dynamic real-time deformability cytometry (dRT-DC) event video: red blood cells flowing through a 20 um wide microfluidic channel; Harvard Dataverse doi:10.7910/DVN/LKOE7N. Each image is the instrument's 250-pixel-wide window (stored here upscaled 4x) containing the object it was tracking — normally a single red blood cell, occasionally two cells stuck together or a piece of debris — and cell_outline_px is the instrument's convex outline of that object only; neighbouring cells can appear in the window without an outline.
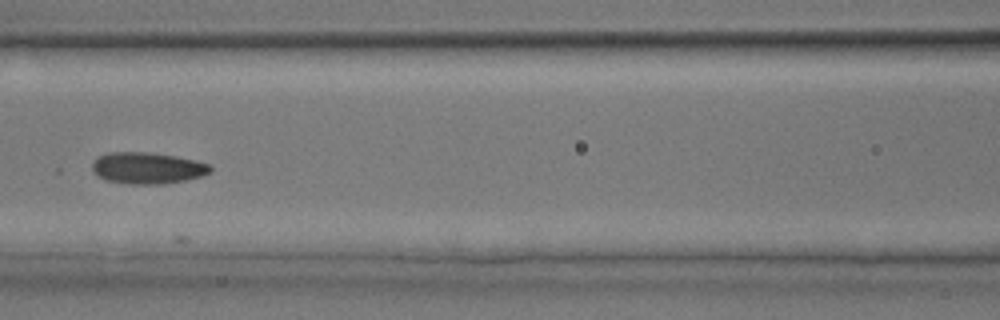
{"species": "common noctule bat (a hibernating species)", "species_latin": "Nyctalus noctula", "temperature_condition": "room temperature", "stored_images_in_passage": 5, "camera_frame_rate_fps": 3000, "um_per_image_px": 0.085, "animal": {"sex": "male", "body_mass_g": 17.9, "forearm_length_mm": 54.2}, "frame": {"image": 1, "passage_image": 5, "time_ms": 6.0, "image_size_px": [1000, 320], "cell_outline_px": [[212, 172], [188, 180], [164, 184], [128, 184], [104, 180], [92, 168], [92, 164], [96, 156], [108, 152], [152, 152], [176, 156], [196, 160], [208, 164], [212, 168]], "centroid_in_image_um": [12.54, 14.28], "position_along_channel_um": 154.1, "area_um2": 21.91}}